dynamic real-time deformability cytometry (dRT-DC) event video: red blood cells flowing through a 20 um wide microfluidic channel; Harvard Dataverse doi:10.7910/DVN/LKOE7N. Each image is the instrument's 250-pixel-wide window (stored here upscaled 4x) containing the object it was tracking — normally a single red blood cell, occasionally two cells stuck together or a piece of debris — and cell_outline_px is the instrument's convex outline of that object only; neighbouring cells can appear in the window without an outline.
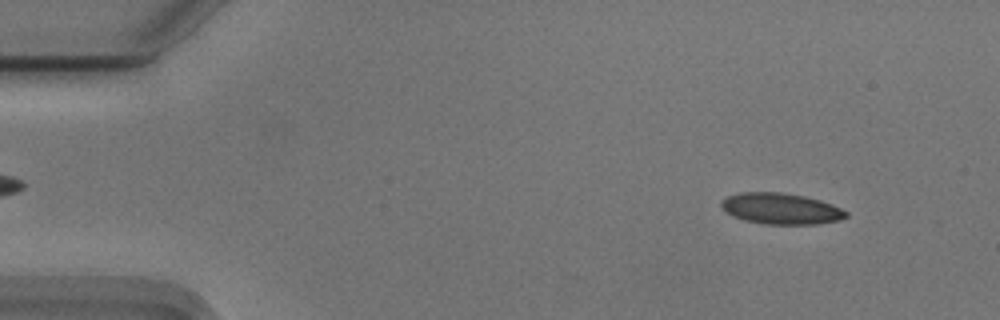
{"species": "Egyptian fruit bat (a non-hibernating species)", "species_latin": "Rousettus aegyptiacus", "temperature_condition": "cold", "stored_images_in_passage": 54, "camera_frame_rate_fps": 3000, "um_per_image_px": 0.085, "animal": {"sex": "male"}, "frame": {"image": 1, "passage_image": 5, "time_ms": 1.333, "image_size_px": [1000, 320], "cell_outline_px": [[848, 216], [836, 220], [816, 224], [768, 224], [748, 220], [736, 216], [728, 212], [720, 204], [728, 196], [740, 192], [780, 192], [804, 196], [820, 200], [832, 204], [848, 212]], "centroid_in_image_um": [66.43, 17.72], "position_along_channel_um": 18.6, "area_um2": 22.08}}
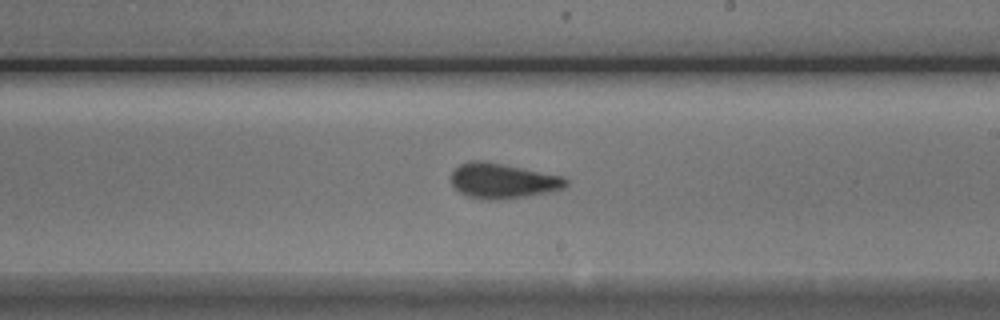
{"frame": {"image": 2, "passage_image": 31, "time_ms": 10.0, "image_size_px": [1000, 320], "cell_outline_px": [[568, 184], [564, 188], [548, 192], [504, 200], [480, 200], [468, 196], [460, 192], [452, 184], [452, 172], [460, 164], [472, 160], [484, 160], [564, 176], [568, 180]], "centroid_in_image_um": [42.75, 15.37], "position_along_channel_um": 246.3, "area_um2": 23.7}}
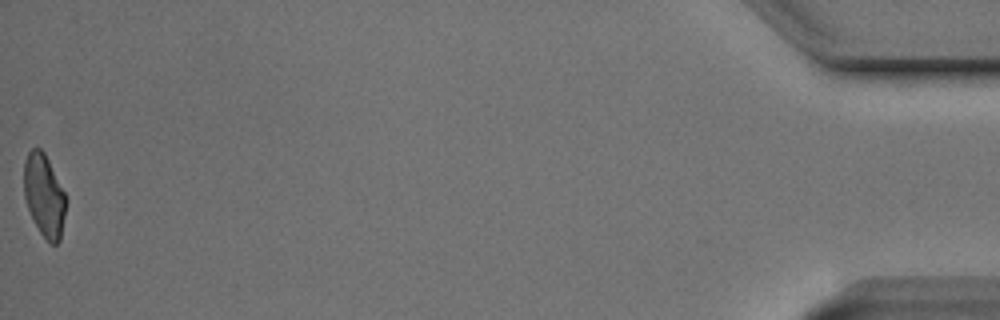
{"frame": {"image": 3, "passage_image": 54, "time_ms": 17.667, "image_size_px": [1000, 320], "cell_outline_px": [[68, 200], [60, 240], [56, 244], [52, 244], [40, 232], [28, 208], [24, 196], [24, 160], [28, 152], [32, 148], [40, 148], [44, 152]], "centroid_in_image_um": [3.77, 16.6], "position_along_channel_um": 431.4, "area_um2": 20.06}, "authors_computed_cell_mechanics": {"area_um2": 22.5709, "velocity_mm_per_s": 3.7327, "shape_relaxation_time_tau1_ms": 4.6917, "shape_relaxation_time_tau2_ms": 1.2022, "deformation_change_tau1": 0.1457, "deformation_change_tau2": 0.07}}